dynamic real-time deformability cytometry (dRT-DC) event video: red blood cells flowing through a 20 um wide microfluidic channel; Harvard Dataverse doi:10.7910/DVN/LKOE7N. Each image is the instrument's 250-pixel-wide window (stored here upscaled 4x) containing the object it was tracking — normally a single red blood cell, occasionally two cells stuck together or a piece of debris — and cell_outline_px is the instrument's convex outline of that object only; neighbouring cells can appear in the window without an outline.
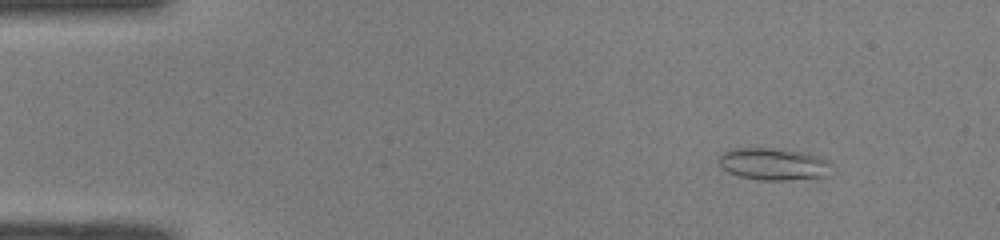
{"species": "common noctule bat (a hibernating species)", "species_latin": "Nyctalus noctula", "temperature_condition": "room temperature", "stored_images_in_passage": 50, "camera_frame_rate_fps": 3000, "um_per_image_px": 0.085, "animal": {"sex": "male", "body_mass_g": 19.0, "forearm_length_mm": 50.8}, "frame": {"image": 1, "passage_image": 6, "time_ms": 1.667, "image_size_px": [1000, 240], "cell_outline_px": [[832, 164], [824, 176], [784, 180], [760, 180], [740, 176], [728, 172], [716, 160], [724, 152], [732, 148], [768, 148], [800, 152], [820, 156]], "centroid_in_image_um": [65.7, 13.94], "position_along_channel_um": 19.3, "area_um2": 20.69}}
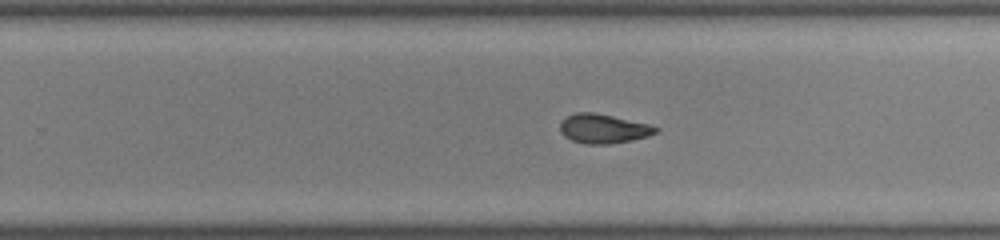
{"frame": {"image": 2, "passage_image": 32, "time_ms": 10.333, "image_size_px": [1000, 240], "cell_outline_px": [[660, 128], [656, 132], [648, 136], [632, 140], [608, 144], [584, 144], [572, 140], [564, 136], [560, 132], [560, 120], [576, 112], [592, 112], [612, 116], [648, 124]], "centroid_in_image_um": [51.25, 10.94], "position_along_channel_um": 278.6, "area_um2": 16.24}}
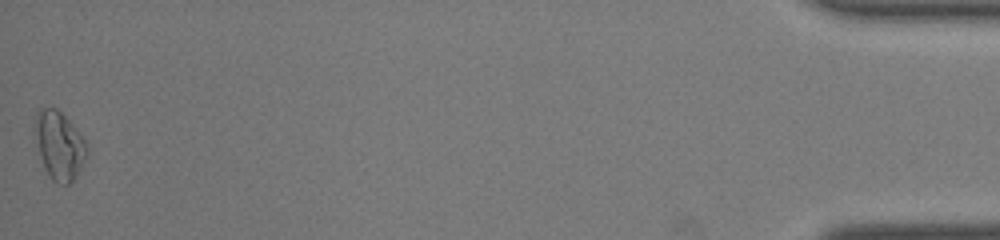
{"frame": {"image": 3, "passage_image": 50, "time_ms": 16.333, "image_size_px": [1000, 240], "cell_outline_px": [[88, 156], [76, 176], [68, 184], [60, 184], [52, 180], [48, 176], [44, 168], [32, 128], [36, 112], [40, 108], [56, 108], [72, 124], [88, 144]], "centroid_in_image_um": [5.02, 12.35], "position_along_channel_um": 430.2, "area_um2": 20.87}, "authors_computed_cell_mechanics": {"area_um2": 17.4845, "velocity_mm_per_s": 4.0843, "shape_relaxation_time_tau1_ms": null, "shape_relaxation_time_tau2_ms": 1.8219, "deformation_change_tau1": null, "deformation_change_tau2": 0.0743}}